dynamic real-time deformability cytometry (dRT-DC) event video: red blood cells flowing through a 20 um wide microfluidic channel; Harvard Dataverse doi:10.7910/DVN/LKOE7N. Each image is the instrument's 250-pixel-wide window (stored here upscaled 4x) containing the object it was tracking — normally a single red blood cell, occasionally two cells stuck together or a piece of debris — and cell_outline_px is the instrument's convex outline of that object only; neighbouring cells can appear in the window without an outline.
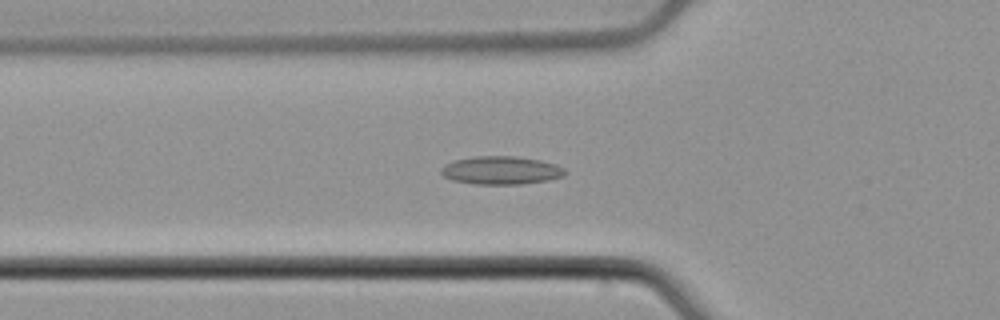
{"species": "common noctule bat (a hibernating species)", "species_latin": "Nyctalus noctula", "temperature_condition": "cold", "stored_images_in_passage": 54, "camera_frame_rate_fps": 3000, "um_per_image_px": 0.085, "animal": {"sex": "male", "body_mass_g": 21.5, "forearm_length_mm": 52.0}, "frame": {"image": 1, "passage_image": 20, "time_ms": 6.333, "image_size_px": [1000, 320], "cell_outline_px": [[568, 172], [564, 176], [548, 180], [524, 184], [476, 184], [452, 180], [444, 176], [440, 172], [440, 168], [444, 164], [456, 160], [476, 156], [516, 156], [540, 160], [556, 164], [564, 168]], "centroid_in_image_um": [42.61, 14.48], "position_along_channel_um": 83.2, "area_um2": 20.46}}
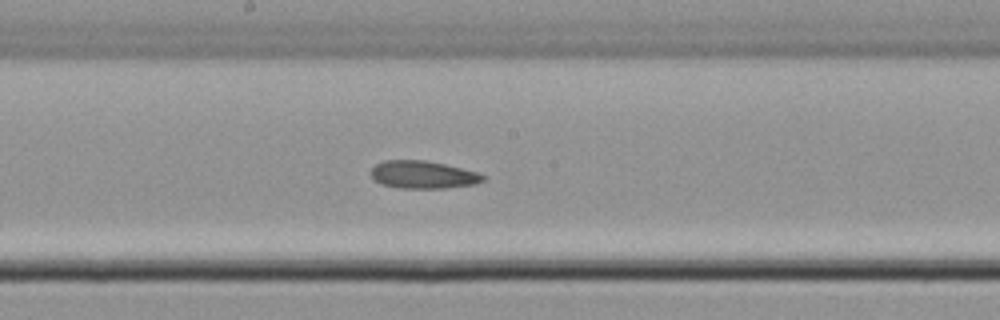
{"frame": {"image": 2, "passage_image": 30, "time_ms": 9.667, "image_size_px": [1000, 320], "cell_outline_px": [[484, 180], [476, 184], [444, 188], [400, 188], [380, 184], [372, 180], [372, 168], [376, 164], [384, 160], [424, 160], [444, 164], [476, 172], [484, 176]], "centroid_in_image_um": [35.91, 14.85], "position_along_channel_um": 212.3, "area_um2": 17.98}}
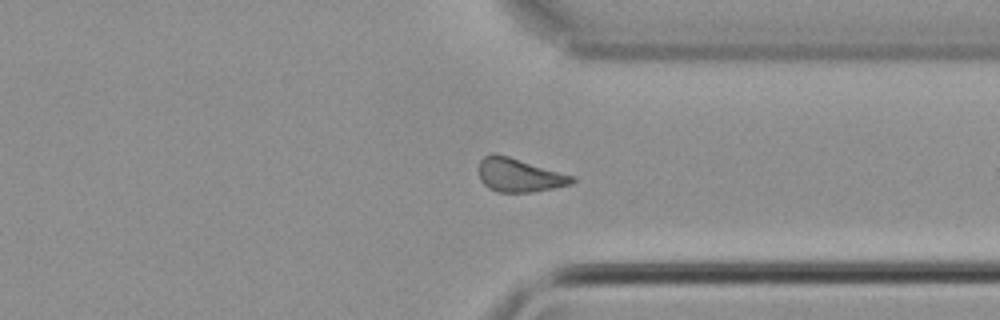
{"frame": {"image": 3, "passage_image": 42, "time_ms": 13.667, "image_size_px": [1000, 320], "cell_outline_px": [[576, 180], [572, 184], [532, 192], [496, 192], [488, 188], [480, 180], [480, 160], [484, 156], [492, 152], [508, 156], [576, 176]], "centroid_in_image_um": [44.15, 14.88], "position_along_channel_um": 367.2, "area_um2": 18.32}}